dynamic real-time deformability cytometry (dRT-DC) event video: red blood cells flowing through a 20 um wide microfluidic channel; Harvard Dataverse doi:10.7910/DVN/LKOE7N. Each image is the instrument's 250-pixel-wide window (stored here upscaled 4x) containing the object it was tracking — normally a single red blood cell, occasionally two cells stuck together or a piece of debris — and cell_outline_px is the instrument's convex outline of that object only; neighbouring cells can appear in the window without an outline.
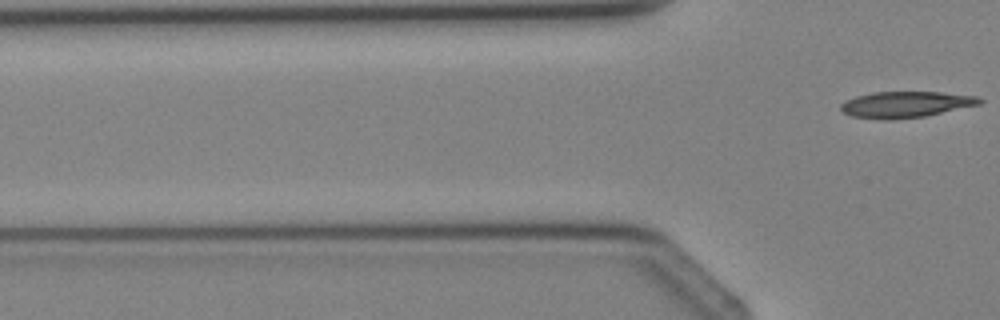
{"species": "Egyptian fruit bat (a non-hibernating species)", "species_latin": "Rousettus aegyptiacus", "temperature_condition": "cold", "stored_images_in_passage": 5, "camera_frame_rate_fps": 3000, "um_per_image_px": 0.085, "animal": {"sex": "female"}, "frame": {"image": 1, "passage_image": 5, "time_ms": 4.667, "image_size_px": [1000, 320], "cell_outline_px": [[984, 100], [980, 104], [924, 116], [892, 120], [884, 120], [852, 116], [844, 112], [840, 108], [840, 104], [844, 100], [856, 96], [872, 92], [940, 92], [980, 96]], "centroid_in_image_um": [76.98, 8.87], "position_along_channel_um": 48.8, "area_um2": 21.21}}